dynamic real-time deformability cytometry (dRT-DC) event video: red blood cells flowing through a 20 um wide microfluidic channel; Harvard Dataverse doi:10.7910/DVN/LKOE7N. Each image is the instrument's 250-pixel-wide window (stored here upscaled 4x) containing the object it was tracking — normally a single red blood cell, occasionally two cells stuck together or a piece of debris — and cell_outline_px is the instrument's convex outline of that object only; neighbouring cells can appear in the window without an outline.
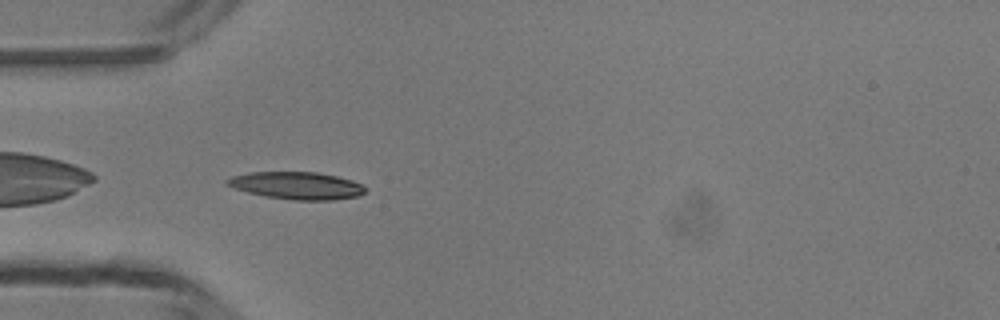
{"species": "common noctule bat (a hibernating species)", "species_latin": "Nyctalus noctula", "temperature_condition": "room temperature", "stored_images_in_passage": 35, "camera_frame_rate_fps": 3000, "um_per_image_px": 0.085, "animal": {"sex": "male", "body_mass_g": 13.3}, "frame": {"image": 1, "passage_image": 1, "time_ms": 0.0, "image_size_px": [1000, 320], "cell_outline_px": [[364, 192], [360, 196], [332, 200], [292, 200], [264, 196], [248, 192], [224, 184], [224, 180], [232, 176], [252, 172], [316, 172], [336, 176], [352, 180], [364, 184]], "centroid_in_image_um": [25.23, 15.77], "position_along_channel_um": 59.8, "area_um2": 22.08}}
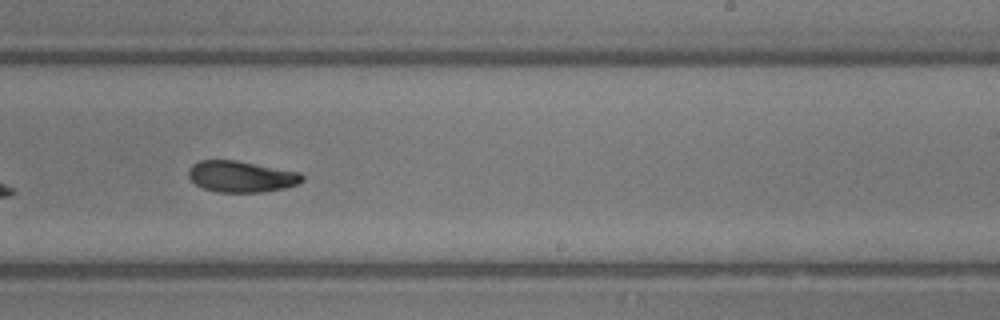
{"frame": {"image": 2, "passage_image": 16, "time_ms": 5.0, "image_size_px": [1000, 320], "cell_outline_px": [[304, 180], [300, 184], [284, 188], [260, 192], [216, 192], [204, 188], [196, 184], [188, 176], [188, 172], [192, 164], [200, 160], [236, 160], [300, 172], [304, 176]], "centroid_in_image_um": [20.53, 15.0], "position_along_channel_um": 268.5, "area_um2": 20.75}}
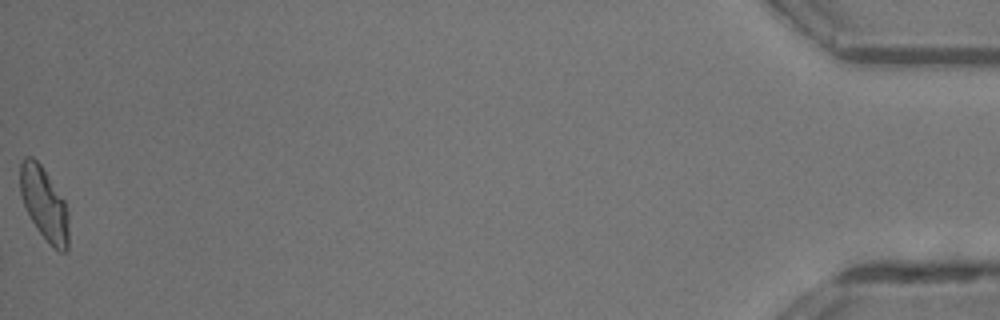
{"frame": {"image": 3, "passage_image": 35, "time_ms": 11.333, "image_size_px": [1000, 320], "cell_outline_px": [[68, 248], [64, 252], [60, 252], [36, 228], [24, 204], [20, 192], [20, 164], [24, 156], [32, 156], [40, 164], [64, 200], [68, 212]], "centroid_in_image_um": [3.75, 17.29], "position_along_channel_um": 431.4, "area_um2": 20.17}, "authors_computed_cell_mechanics": {"area_um2": 21.097, "velocity_mm_per_s": 4.2283, "shape_relaxation_time_tau1_ms": 3.9026, "shape_relaxation_time_tau2_ms": 3.3259, "deformation_change_tau1": 0.132, "deformation_change_tau2": 0.1042}}